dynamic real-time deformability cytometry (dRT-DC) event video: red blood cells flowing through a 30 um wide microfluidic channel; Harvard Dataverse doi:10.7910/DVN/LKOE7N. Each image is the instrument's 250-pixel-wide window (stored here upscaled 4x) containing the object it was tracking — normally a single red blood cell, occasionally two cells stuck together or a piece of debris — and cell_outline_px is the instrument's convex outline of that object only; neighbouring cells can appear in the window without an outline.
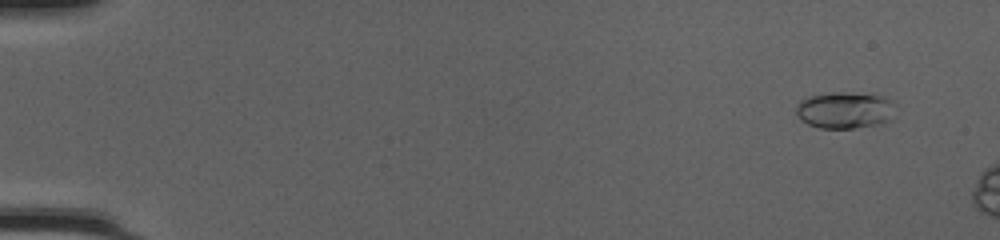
{"species": "common noctule bat (a hibernating species)", "species_latin": "Nyctalus noctula", "temperature_condition": "cold", "stored_images_in_passage": 49, "camera_frame_rate_fps": 3000, "um_per_image_px": 0.085, "animal": {"sex": "female", "body_mass_g": 20.0, "forearm_length_mm": 54.0}, "frame": {"image": 1, "passage_image": 4, "time_ms": 1.0, "image_size_px": [1000, 240], "cell_outline_px": [[896, 104], [892, 120], [876, 124], [852, 128], [820, 128], [808, 124], [800, 120], [796, 112], [796, 104], [800, 100], [808, 96], [832, 92], [872, 92], [884, 96], [892, 100]], "centroid_in_image_um": [71.85, 9.33], "position_along_channel_um": 13.1, "area_um2": 21.85}}
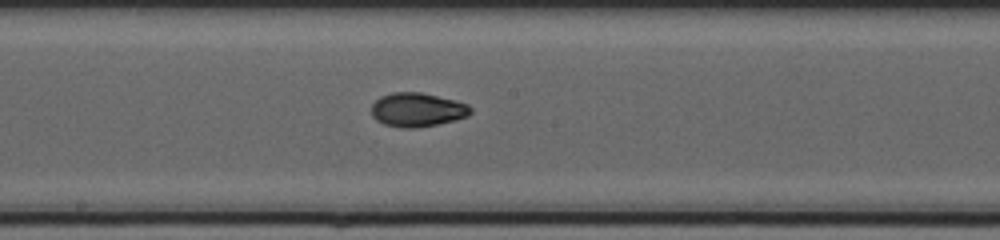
{"frame": {"image": 2, "passage_image": 29, "time_ms": 9.333, "image_size_px": [1000, 240], "cell_outline_px": [[472, 112], [468, 116], [436, 124], [412, 128], [408, 128], [384, 124], [376, 120], [372, 116], [372, 104], [380, 96], [392, 92], [420, 92], [456, 100], [468, 104], [472, 108]], "centroid_in_image_um": [35.47, 9.31], "position_along_channel_um": 212.7, "area_um2": 19.48}}
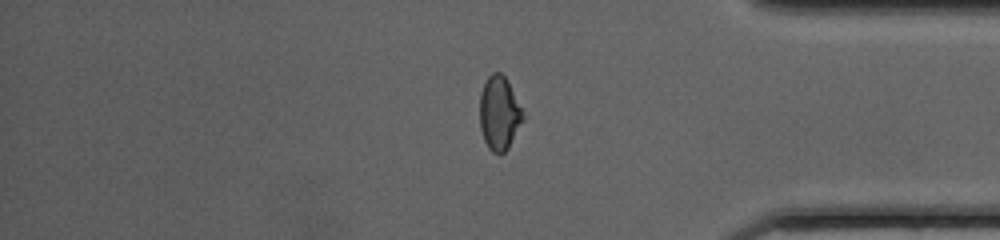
{"frame": {"image": 3, "passage_image": 43, "time_ms": 14.0, "image_size_px": [1000, 240], "cell_outline_px": [[524, 120], [508, 148], [500, 156], [492, 152], [488, 148], [484, 140], [480, 128], [480, 92], [488, 76], [492, 72], [500, 72], [504, 76], [524, 116]], "centroid_in_image_um": [42.41, 9.67], "position_along_channel_um": 392.8, "area_um2": 18.38}}